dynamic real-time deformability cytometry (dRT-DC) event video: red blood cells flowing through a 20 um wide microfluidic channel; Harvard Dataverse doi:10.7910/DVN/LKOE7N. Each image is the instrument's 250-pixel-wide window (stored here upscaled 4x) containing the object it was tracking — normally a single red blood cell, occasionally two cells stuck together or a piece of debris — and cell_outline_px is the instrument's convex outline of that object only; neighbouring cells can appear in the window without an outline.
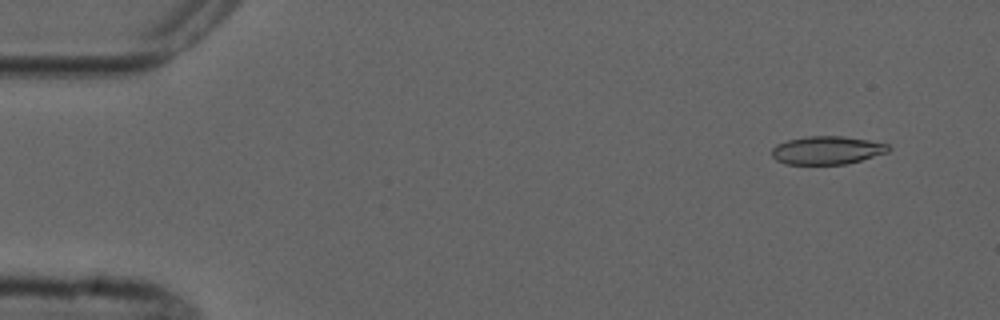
{"species": "common noctule bat (a hibernating species)", "species_latin": "Nyctalus noctula", "temperature_condition": "cold", "stored_images_in_passage": 4, "camera_frame_rate_fps": 3000, "um_per_image_px": 0.085, "animal": {"sex": "male", "forearm_length_mm": 52.5}, "frame": {"image": 1, "passage_image": 1, "time_ms": 0.0, "image_size_px": [1000, 320], "cell_outline_px": [[892, 148], [888, 152], [860, 160], [844, 164], [784, 164], [776, 160], [772, 156], [772, 148], [776, 144], [788, 140], [808, 136], [844, 136], [868, 140], [888, 144]], "centroid_in_image_um": [70.29, 12.77], "position_along_channel_um": 14.7, "area_um2": 19.13}}
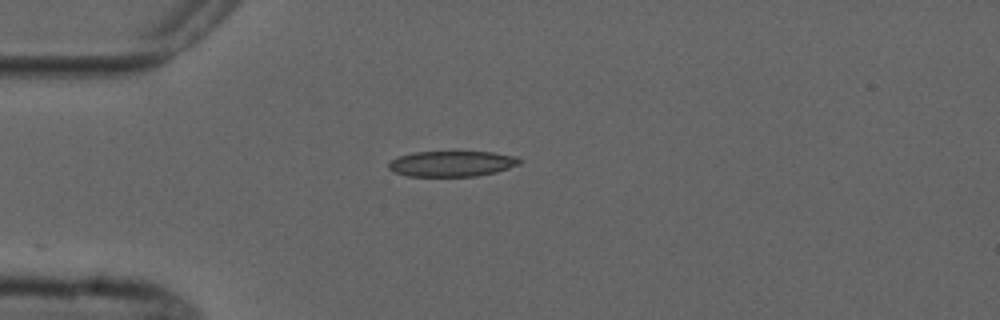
{"frame": {"image": 2, "passage_image": 4, "time_ms": 3.333, "image_size_px": [1000, 320], "cell_outline_px": [[524, 160], [520, 164], [496, 172], [476, 176], [408, 176], [396, 172], [388, 168], [388, 164], [392, 160], [400, 156], [416, 152], [492, 152], [516, 156]], "centroid_in_image_um": [38.46, 13.91], "position_along_channel_um": 46.5, "area_um2": 19.42}}